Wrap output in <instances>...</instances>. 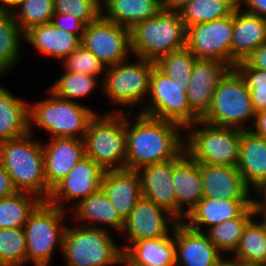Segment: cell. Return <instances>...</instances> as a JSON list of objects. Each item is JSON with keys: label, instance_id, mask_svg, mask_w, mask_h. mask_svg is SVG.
<instances>
[{"label": "cell", "instance_id": "52", "mask_svg": "<svg viewBox=\"0 0 266 266\" xmlns=\"http://www.w3.org/2000/svg\"><path fill=\"white\" fill-rule=\"evenodd\" d=\"M254 210L256 211L257 216L258 215L263 216L261 218L266 223V208H254Z\"/></svg>", "mask_w": 266, "mask_h": 266}, {"label": "cell", "instance_id": "7", "mask_svg": "<svg viewBox=\"0 0 266 266\" xmlns=\"http://www.w3.org/2000/svg\"><path fill=\"white\" fill-rule=\"evenodd\" d=\"M186 129L189 132L184 137L185 152L193 160L210 165L237 166L241 129L215 126L202 120L188 125L185 132Z\"/></svg>", "mask_w": 266, "mask_h": 266}, {"label": "cell", "instance_id": "14", "mask_svg": "<svg viewBox=\"0 0 266 266\" xmlns=\"http://www.w3.org/2000/svg\"><path fill=\"white\" fill-rule=\"evenodd\" d=\"M179 222L166 209L141 197L133 207L131 214L125 219L121 233L127 235L125 237L128 238L127 243L130 245L138 240L168 236Z\"/></svg>", "mask_w": 266, "mask_h": 266}, {"label": "cell", "instance_id": "37", "mask_svg": "<svg viewBox=\"0 0 266 266\" xmlns=\"http://www.w3.org/2000/svg\"><path fill=\"white\" fill-rule=\"evenodd\" d=\"M97 79V76L65 71L48 89L60 98L78 102L77 98L87 97L97 88Z\"/></svg>", "mask_w": 266, "mask_h": 266}, {"label": "cell", "instance_id": "22", "mask_svg": "<svg viewBox=\"0 0 266 266\" xmlns=\"http://www.w3.org/2000/svg\"><path fill=\"white\" fill-rule=\"evenodd\" d=\"M203 195L209 198L253 199L237 166H220L199 163Z\"/></svg>", "mask_w": 266, "mask_h": 266}, {"label": "cell", "instance_id": "6", "mask_svg": "<svg viewBox=\"0 0 266 266\" xmlns=\"http://www.w3.org/2000/svg\"><path fill=\"white\" fill-rule=\"evenodd\" d=\"M85 156L104 171L125 169L127 154L125 115L97 113L89 122L84 135Z\"/></svg>", "mask_w": 266, "mask_h": 266}, {"label": "cell", "instance_id": "49", "mask_svg": "<svg viewBox=\"0 0 266 266\" xmlns=\"http://www.w3.org/2000/svg\"><path fill=\"white\" fill-rule=\"evenodd\" d=\"M161 1L163 9L178 11L184 5L190 3L192 0H161Z\"/></svg>", "mask_w": 266, "mask_h": 266}, {"label": "cell", "instance_id": "20", "mask_svg": "<svg viewBox=\"0 0 266 266\" xmlns=\"http://www.w3.org/2000/svg\"><path fill=\"white\" fill-rule=\"evenodd\" d=\"M266 42V18L242 11H233V35L231 43V67L245 61L259 46Z\"/></svg>", "mask_w": 266, "mask_h": 266}, {"label": "cell", "instance_id": "40", "mask_svg": "<svg viewBox=\"0 0 266 266\" xmlns=\"http://www.w3.org/2000/svg\"><path fill=\"white\" fill-rule=\"evenodd\" d=\"M234 68L242 76L251 93L255 112L266 110V71L252 68L245 61L236 63Z\"/></svg>", "mask_w": 266, "mask_h": 266}, {"label": "cell", "instance_id": "16", "mask_svg": "<svg viewBox=\"0 0 266 266\" xmlns=\"http://www.w3.org/2000/svg\"><path fill=\"white\" fill-rule=\"evenodd\" d=\"M231 68L221 61L196 59L186 92L191 111L200 120L209 111L216 87Z\"/></svg>", "mask_w": 266, "mask_h": 266}, {"label": "cell", "instance_id": "44", "mask_svg": "<svg viewBox=\"0 0 266 266\" xmlns=\"http://www.w3.org/2000/svg\"><path fill=\"white\" fill-rule=\"evenodd\" d=\"M245 62L252 68L266 71V42L251 53Z\"/></svg>", "mask_w": 266, "mask_h": 266}, {"label": "cell", "instance_id": "28", "mask_svg": "<svg viewBox=\"0 0 266 266\" xmlns=\"http://www.w3.org/2000/svg\"><path fill=\"white\" fill-rule=\"evenodd\" d=\"M161 10V0H101V16L128 29Z\"/></svg>", "mask_w": 266, "mask_h": 266}, {"label": "cell", "instance_id": "51", "mask_svg": "<svg viewBox=\"0 0 266 266\" xmlns=\"http://www.w3.org/2000/svg\"><path fill=\"white\" fill-rule=\"evenodd\" d=\"M18 0H0V8H11Z\"/></svg>", "mask_w": 266, "mask_h": 266}, {"label": "cell", "instance_id": "50", "mask_svg": "<svg viewBox=\"0 0 266 266\" xmlns=\"http://www.w3.org/2000/svg\"><path fill=\"white\" fill-rule=\"evenodd\" d=\"M216 266H242L240 265L239 263H237L236 261L234 260H229V259H223L218 265Z\"/></svg>", "mask_w": 266, "mask_h": 266}, {"label": "cell", "instance_id": "41", "mask_svg": "<svg viewBox=\"0 0 266 266\" xmlns=\"http://www.w3.org/2000/svg\"><path fill=\"white\" fill-rule=\"evenodd\" d=\"M55 13L72 15L85 25L101 16V0H54Z\"/></svg>", "mask_w": 266, "mask_h": 266}, {"label": "cell", "instance_id": "53", "mask_svg": "<svg viewBox=\"0 0 266 266\" xmlns=\"http://www.w3.org/2000/svg\"><path fill=\"white\" fill-rule=\"evenodd\" d=\"M123 266H148V265H123Z\"/></svg>", "mask_w": 266, "mask_h": 266}, {"label": "cell", "instance_id": "46", "mask_svg": "<svg viewBox=\"0 0 266 266\" xmlns=\"http://www.w3.org/2000/svg\"><path fill=\"white\" fill-rule=\"evenodd\" d=\"M238 6L244 5L243 10L266 18V0H237ZM242 4V5H241Z\"/></svg>", "mask_w": 266, "mask_h": 266}, {"label": "cell", "instance_id": "2", "mask_svg": "<svg viewBox=\"0 0 266 266\" xmlns=\"http://www.w3.org/2000/svg\"><path fill=\"white\" fill-rule=\"evenodd\" d=\"M33 134L0 142V162L18 192H27L47 201L51 190L44 177L42 142Z\"/></svg>", "mask_w": 266, "mask_h": 266}, {"label": "cell", "instance_id": "10", "mask_svg": "<svg viewBox=\"0 0 266 266\" xmlns=\"http://www.w3.org/2000/svg\"><path fill=\"white\" fill-rule=\"evenodd\" d=\"M188 85L189 81L173 80L155 66L150 76V101L139 113L175 122L183 128L194 124L200 119L191 111L186 92Z\"/></svg>", "mask_w": 266, "mask_h": 266}, {"label": "cell", "instance_id": "13", "mask_svg": "<svg viewBox=\"0 0 266 266\" xmlns=\"http://www.w3.org/2000/svg\"><path fill=\"white\" fill-rule=\"evenodd\" d=\"M232 35L233 13L187 28L186 47L197 59L221 61L231 66Z\"/></svg>", "mask_w": 266, "mask_h": 266}, {"label": "cell", "instance_id": "47", "mask_svg": "<svg viewBox=\"0 0 266 266\" xmlns=\"http://www.w3.org/2000/svg\"><path fill=\"white\" fill-rule=\"evenodd\" d=\"M252 127L254 128H251L250 130L254 134L266 139V110L259 111L255 114Z\"/></svg>", "mask_w": 266, "mask_h": 266}, {"label": "cell", "instance_id": "5", "mask_svg": "<svg viewBox=\"0 0 266 266\" xmlns=\"http://www.w3.org/2000/svg\"><path fill=\"white\" fill-rule=\"evenodd\" d=\"M79 227V228H78ZM66 226L62 255L65 266H115L123 264L122 248L108 228Z\"/></svg>", "mask_w": 266, "mask_h": 266}, {"label": "cell", "instance_id": "26", "mask_svg": "<svg viewBox=\"0 0 266 266\" xmlns=\"http://www.w3.org/2000/svg\"><path fill=\"white\" fill-rule=\"evenodd\" d=\"M24 41L41 54L54 56L61 62L81 45V39L76 34L57 28L51 22L27 30Z\"/></svg>", "mask_w": 266, "mask_h": 266}, {"label": "cell", "instance_id": "11", "mask_svg": "<svg viewBox=\"0 0 266 266\" xmlns=\"http://www.w3.org/2000/svg\"><path fill=\"white\" fill-rule=\"evenodd\" d=\"M135 59L138 60L130 63L127 59L106 67L100 88L110 103L132 108L148 98L150 76L156 65L147 59Z\"/></svg>", "mask_w": 266, "mask_h": 266}, {"label": "cell", "instance_id": "38", "mask_svg": "<svg viewBox=\"0 0 266 266\" xmlns=\"http://www.w3.org/2000/svg\"><path fill=\"white\" fill-rule=\"evenodd\" d=\"M26 264L24 228H0V266H23Z\"/></svg>", "mask_w": 266, "mask_h": 266}, {"label": "cell", "instance_id": "31", "mask_svg": "<svg viewBox=\"0 0 266 266\" xmlns=\"http://www.w3.org/2000/svg\"><path fill=\"white\" fill-rule=\"evenodd\" d=\"M253 218L245 227L232 260L242 266H263L266 262V223L254 221Z\"/></svg>", "mask_w": 266, "mask_h": 266}, {"label": "cell", "instance_id": "17", "mask_svg": "<svg viewBox=\"0 0 266 266\" xmlns=\"http://www.w3.org/2000/svg\"><path fill=\"white\" fill-rule=\"evenodd\" d=\"M44 177L52 190L85 156L83 139L50 138L43 142Z\"/></svg>", "mask_w": 266, "mask_h": 266}, {"label": "cell", "instance_id": "21", "mask_svg": "<svg viewBox=\"0 0 266 266\" xmlns=\"http://www.w3.org/2000/svg\"><path fill=\"white\" fill-rule=\"evenodd\" d=\"M252 201L203 197L182 222L193 230L203 232L204 227L208 230L224 221L238 218L252 205Z\"/></svg>", "mask_w": 266, "mask_h": 266}, {"label": "cell", "instance_id": "33", "mask_svg": "<svg viewBox=\"0 0 266 266\" xmlns=\"http://www.w3.org/2000/svg\"><path fill=\"white\" fill-rule=\"evenodd\" d=\"M238 6L237 0H192L178 10L185 28L225 18Z\"/></svg>", "mask_w": 266, "mask_h": 266}, {"label": "cell", "instance_id": "48", "mask_svg": "<svg viewBox=\"0 0 266 266\" xmlns=\"http://www.w3.org/2000/svg\"><path fill=\"white\" fill-rule=\"evenodd\" d=\"M254 193L259 199H253L252 204L254 208H266V180H264L258 187L254 189ZM262 198V199H261ZM264 198V199H263Z\"/></svg>", "mask_w": 266, "mask_h": 266}, {"label": "cell", "instance_id": "25", "mask_svg": "<svg viewBox=\"0 0 266 266\" xmlns=\"http://www.w3.org/2000/svg\"><path fill=\"white\" fill-rule=\"evenodd\" d=\"M122 265L176 266L175 228L168 236L125 245Z\"/></svg>", "mask_w": 266, "mask_h": 266}, {"label": "cell", "instance_id": "1", "mask_svg": "<svg viewBox=\"0 0 266 266\" xmlns=\"http://www.w3.org/2000/svg\"><path fill=\"white\" fill-rule=\"evenodd\" d=\"M131 111L124 113L127 144L125 169L138 171L147 165L167 162L185 149V138L182 137V129H185L181 125L141 113L132 123L129 117L132 116Z\"/></svg>", "mask_w": 266, "mask_h": 266}, {"label": "cell", "instance_id": "39", "mask_svg": "<svg viewBox=\"0 0 266 266\" xmlns=\"http://www.w3.org/2000/svg\"><path fill=\"white\" fill-rule=\"evenodd\" d=\"M195 55L187 48L170 52L161 56L156 62V67L166 76L180 82L190 81Z\"/></svg>", "mask_w": 266, "mask_h": 266}, {"label": "cell", "instance_id": "12", "mask_svg": "<svg viewBox=\"0 0 266 266\" xmlns=\"http://www.w3.org/2000/svg\"><path fill=\"white\" fill-rule=\"evenodd\" d=\"M81 45L94 54L105 67L113 66L127 61L130 51L132 52L131 31L100 16L85 26Z\"/></svg>", "mask_w": 266, "mask_h": 266}, {"label": "cell", "instance_id": "34", "mask_svg": "<svg viewBox=\"0 0 266 266\" xmlns=\"http://www.w3.org/2000/svg\"><path fill=\"white\" fill-rule=\"evenodd\" d=\"M257 216L253 204L238 218L224 221L204 231L210 241L223 253H231L237 249L247 224Z\"/></svg>", "mask_w": 266, "mask_h": 266}, {"label": "cell", "instance_id": "27", "mask_svg": "<svg viewBox=\"0 0 266 266\" xmlns=\"http://www.w3.org/2000/svg\"><path fill=\"white\" fill-rule=\"evenodd\" d=\"M237 168L250 189L266 180V139L250 129L242 130Z\"/></svg>", "mask_w": 266, "mask_h": 266}, {"label": "cell", "instance_id": "35", "mask_svg": "<svg viewBox=\"0 0 266 266\" xmlns=\"http://www.w3.org/2000/svg\"><path fill=\"white\" fill-rule=\"evenodd\" d=\"M42 201L34 194L18 191L0 199V228L24 227L29 215Z\"/></svg>", "mask_w": 266, "mask_h": 266}, {"label": "cell", "instance_id": "18", "mask_svg": "<svg viewBox=\"0 0 266 266\" xmlns=\"http://www.w3.org/2000/svg\"><path fill=\"white\" fill-rule=\"evenodd\" d=\"M172 184L177 199V219L183 221L204 197L200 165L185 149L173 159Z\"/></svg>", "mask_w": 266, "mask_h": 266}, {"label": "cell", "instance_id": "8", "mask_svg": "<svg viewBox=\"0 0 266 266\" xmlns=\"http://www.w3.org/2000/svg\"><path fill=\"white\" fill-rule=\"evenodd\" d=\"M255 114L244 79L231 68L216 87L209 111L201 120L215 126L249 130L244 124L250 120L252 127Z\"/></svg>", "mask_w": 266, "mask_h": 266}, {"label": "cell", "instance_id": "9", "mask_svg": "<svg viewBox=\"0 0 266 266\" xmlns=\"http://www.w3.org/2000/svg\"><path fill=\"white\" fill-rule=\"evenodd\" d=\"M67 212L42 201L29 215L25 223L27 263L34 266H49L55 247L62 252L63 236L66 225H63Z\"/></svg>", "mask_w": 266, "mask_h": 266}, {"label": "cell", "instance_id": "19", "mask_svg": "<svg viewBox=\"0 0 266 266\" xmlns=\"http://www.w3.org/2000/svg\"><path fill=\"white\" fill-rule=\"evenodd\" d=\"M176 266H216L222 253L205 232L189 228L180 221L175 226Z\"/></svg>", "mask_w": 266, "mask_h": 266}, {"label": "cell", "instance_id": "15", "mask_svg": "<svg viewBox=\"0 0 266 266\" xmlns=\"http://www.w3.org/2000/svg\"><path fill=\"white\" fill-rule=\"evenodd\" d=\"M105 171L93 160L84 157L75 167L51 190L48 202L67 211L64 203L75 200L78 204L91 194L100 190ZM65 200V202H63ZM67 200V201H66ZM77 200V201H76Z\"/></svg>", "mask_w": 266, "mask_h": 266}, {"label": "cell", "instance_id": "45", "mask_svg": "<svg viewBox=\"0 0 266 266\" xmlns=\"http://www.w3.org/2000/svg\"><path fill=\"white\" fill-rule=\"evenodd\" d=\"M17 192L10 175L0 162V199L14 195Z\"/></svg>", "mask_w": 266, "mask_h": 266}, {"label": "cell", "instance_id": "43", "mask_svg": "<svg viewBox=\"0 0 266 266\" xmlns=\"http://www.w3.org/2000/svg\"><path fill=\"white\" fill-rule=\"evenodd\" d=\"M51 23L57 28L76 34L82 40L86 25L78 18L72 15L54 13Z\"/></svg>", "mask_w": 266, "mask_h": 266}, {"label": "cell", "instance_id": "4", "mask_svg": "<svg viewBox=\"0 0 266 266\" xmlns=\"http://www.w3.org/2000/svg\"><path fill=\"white\" fill-rule=\"evenodd\" d=\"M51 97L29 103V132L33 125L51 134V138L83 139L91 119L98 113L80 102L60 98L48 90Z\"/></svg>", "mask_w": 266, "mask_h": 266}, {"label": "cell", "instance_id": "32", "mask_svg": "<svg viewBox=\"0 0 266 266\" xmlns=\"http://www.w3.org/2000/svg\"><path fill=\"white\" fill-rule=\"evenodd\" d=\"M24 32L16 23L10 8H0V77L9 73L19 60ZM6 72V73H5Z\"/></svg>", "mask_w": 266, "mask_h": 266}, {"label": "cell", "instance_id": "36", "mask_svg": "<svg viewBox=\"0 0 266 266\" xmlns=\"http://www.w3.org/2000/svg\"><path fill=\"white\" fill-rule=\"evenodd\" d=\"M10 9L24 33L34 26L50 23L55 13L54 0H18Z\"/></svg>", "mask_w": 266, "mask_h": 266}, {"label": "cell", "instance_id": "3", "mask_svg": "<svg viewBox=\"0 0 266 266\" xmlns=\"http://www.w3.org/2000/svg\"><path fill=\"white\" fill-rule=\"evenodd\" d=\"M130 31L131 55L137 58L156 62L161 56L186 47L187 29L178 11L162 8Z\"/></svg>", "mask_w": 266, "mask_h": 266}, {"label": "cell", "instance_id": "30", "mask_svg": "<svg viewBox=\"0 0 266 266\" xmlns=\"http://www.w3.org/2000/svg\"><path fill=\"white\" fill-rule=\"evenodd\" d=\"M29 133V102L0 86V142Z\"/></svg>", "mask_w": 266, "mask_h": 266}, {"label": "cell", "instance_id": "24", "mask_svg": "<svg viewBox=\"0 0 266 266\" xmlns=\"http://www.w3.org/2000/svg\"><path fill=\"white\" fill-rule=\"evenodd\" d=\"M142 197L153 201L177 218V199L172 184L173 159L144 166L138 170Z\"/></svg>", "mask_w": 266, "mask_h": 266}, {"label": "cell", "instance_id": "42", "mask_svg": "<svg viewBox=\"0 0 266 266\" xmlns=\"http://www.w3.org/2000/svg\"><path fill=\"white\" fill-rule=\"evenodd\" d=\"M61 65H64L66 71L97 77L104 75L106 72L105 65L83 45H80L73 53L68 55L61 62Z\"/></svg>", "mask_w": 266, "mask_h": 266}, {"label": "cell", "instance_id": "23", "mask_svg": "<svg viewBox=\"0 0 266 266\" xmlns=\"http://www.w3.org/2000/svg\"><path fill=\"white\" fill-rule=\"evenodd\" d=\"M100 189L113 203L125 220L142 197L141 179L138 171L121 169L105 171Z\"/></svg>", "mask_w": 266, "mask_h": 266}, {"label": "cell", "instance_id": "29", "mask_svg": "<svg viewBox=\"0 0 266 266\" xmlns=\"http://www.w3.org/2000/svg\"><path fill=\"white\" fill-rule=\"evenodd\" d=\"M75 221H86V225L83 222V226L93 228H105L112 227L113 229L120 231L123 230L125 220L120 216L118 211L113 206V203L108 199L104 192L100 189L96 193L91 194L84 200H81L78 204H75ZM91 222V223H90ZM93 223V225H92ZM99 224V225H95ZM103 226V227H102Z\"/></svg>", "mask_w": 266, "mask_h": 266}]
</instances>
